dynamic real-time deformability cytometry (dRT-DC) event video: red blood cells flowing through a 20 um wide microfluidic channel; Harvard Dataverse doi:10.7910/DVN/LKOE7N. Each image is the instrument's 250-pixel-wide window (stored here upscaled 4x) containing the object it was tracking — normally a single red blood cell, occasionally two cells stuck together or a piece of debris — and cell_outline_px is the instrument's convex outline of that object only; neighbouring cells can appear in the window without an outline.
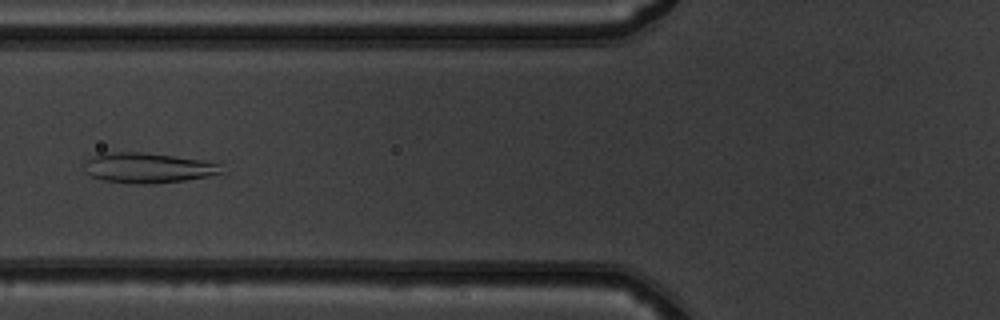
{"species": "common noctule bat (a hibernating species)", "species_latin": "Nyctalus noctula", "temperature_condition": "warm", "stored_images_in_passage": 50, "camera_frame_rate_fps": 3000, "um_per_image_px": 0.085, "animal": {"sex": "male", "body_mass_g": 19.5, "forearm_length_mm": 54.6}, "frame": {"image": 1, "passage_image": 20, "time_ms": 6.333, "image_size_px": [1000, 320], "cell_outline_px": [[228, 172], [208, 176], [184, 180], [152, 184], [132, 184], [100, 180], [84, 172], [84, 164], [92, 156], [104, 152], [144, 152], [200, 160], [220, 164]], "centroid_in_image_um": [12.56, 14.28], "position_along_channel_um": 113.2, "area_um2": 24.33}}
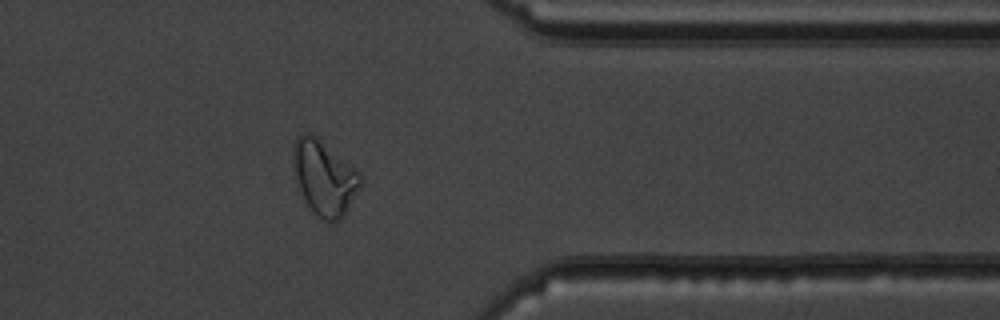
{"frame": {"image": 2, "passage_image": 41, "time_ms": 13.333, "image_size_px": [1000, 320], "cell_outline_px": [[360, 184], [344, 216], [336, 224], [324, 220], [316, 216], [312, 212], [300, 188], [292, 168], [292, 148], [296, 136], [304, 132], [308, 132], [316, 136], [360, 172]], "centroid_in_image_um": [27.53, 15.09], "position_along_channel_um": 383.9, "area_um2": 29.13}}
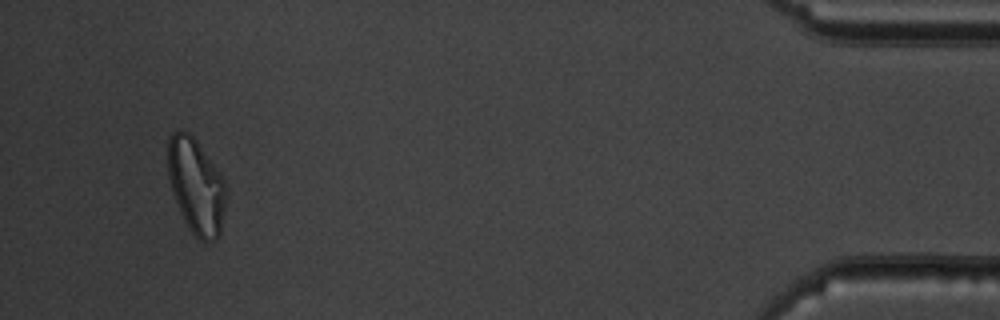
{"frame": {"image": 3, "passage_image": 48, "time_ms": 15.667, "image_size_px": [1000, 320], "cell_outline_px": [[228, 192], [220, 232], [216, 240], [204, 244], [192, 232], [184, 220], [172, 192], [168, 176], [168, 136], [172, 132], [180, 128], [188, 132], [196, 140], [216, 168], [224, 180]], "centroid_in_image_um": [16.68, 15.82], "position_along_channel_um": 418.5, "area_um2": 32.48}}